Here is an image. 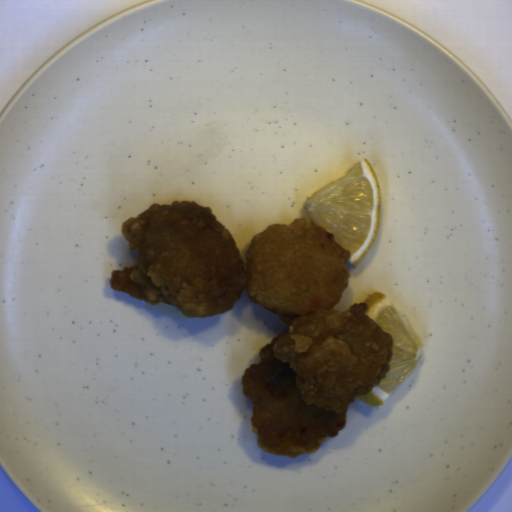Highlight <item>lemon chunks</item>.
<instances>
[{"mask_svg": "<svg viewBox=\"0 0 512 512\" xmlns=\"http://www.w3.org/2000/svg\"><path fill=\"white\" fill-rule=\"evenodd\" d=\"M365 314L392 338L391 362L388 373L369 392L356 395L368 406L378 407L385 403L394 389L417 367L423 353V344L410 320L404 316L390 296L382 291L368 295Z\"/></svg>", "mask_w": 512, "mask_h": 512, "instance_id": "ac8584b7", "label": "lemon chunks"}, {"mask_svg": "<svg viewBox=\"0 0 512 512\" xmlns=\"http://www.w3.org/2000/svg\"><path fill=\"white\" fill-rule=\"evenodd\" d=\"M314 227L334 234L357 265L372 248L382 210V190L374 166L366 158L328 183L303 203Z\"/></svg>", "mask_w": 512, "mask_h": 512, "instance_id": "e0be4373", "label": "lemon chunks"}]
</instances>
